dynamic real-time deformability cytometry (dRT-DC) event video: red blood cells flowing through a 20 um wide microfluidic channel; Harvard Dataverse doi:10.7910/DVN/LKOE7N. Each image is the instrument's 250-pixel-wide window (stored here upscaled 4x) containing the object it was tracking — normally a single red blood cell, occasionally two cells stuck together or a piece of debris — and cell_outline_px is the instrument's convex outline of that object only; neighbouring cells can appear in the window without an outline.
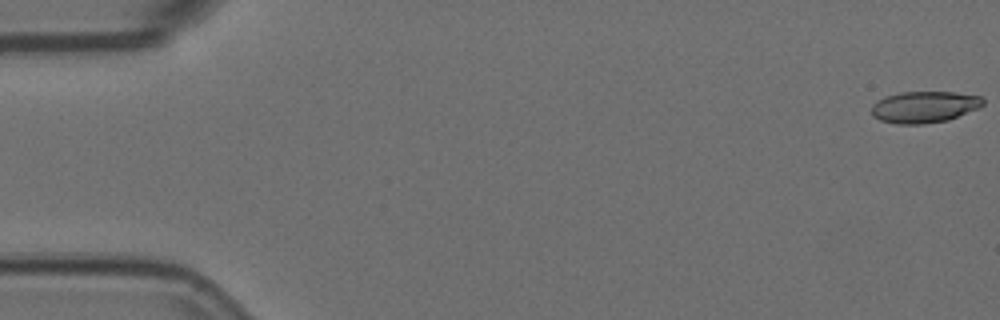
{"species": "Egyptian fruit bat (a non-hibernating species)", "species_latin": "Rousettus aegyptiacus", "temperature_condition": "room temperature", "stored_images_in_passage": 43, "camera_frame_rate_fps": 3000, "um_per_image_px": 0.085, "animal": {"sex": "female"}, "frame": {"image": 1, "passage_image": 1, "time_ms": 0.0, "image_size_px": [1000, 320], "cell_outline_px": [[984, 104], [980, 108], [948, 120], [924, 124], [896, 124], [880, 120], [872, 116], [872, 104], [876, 100], [884, 96], [900, 92], [956, 92], [980, 96], [984, 100]], "centroid_in_image_um": [78.56, 9.09], "position_along_channel_um": 6.4, "area_um2": 20.75}}
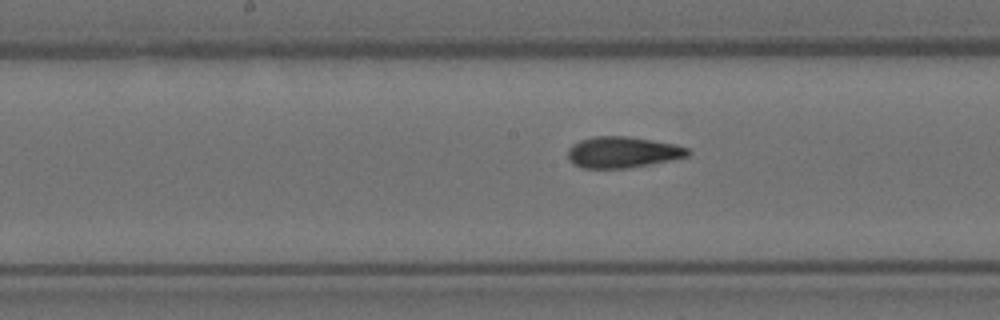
{"frame": {"image": 2, "passage_image": 29, "time_ms": 9.333, "image_size_px": [1000, 320], "cell_outline_px": [[692, 152], [688, 156], [672, 160], [628, 168], [584, 168], [576, 164], [568, 156], [568, 148], [572, 144], [580, 140], [592, 136], [628, 136], [676, 144], [688, 148]], "centroid_in_image_um": [52.96, 12.93], "position_along_channel_um": 195.2, "area_um2": 21.79}}
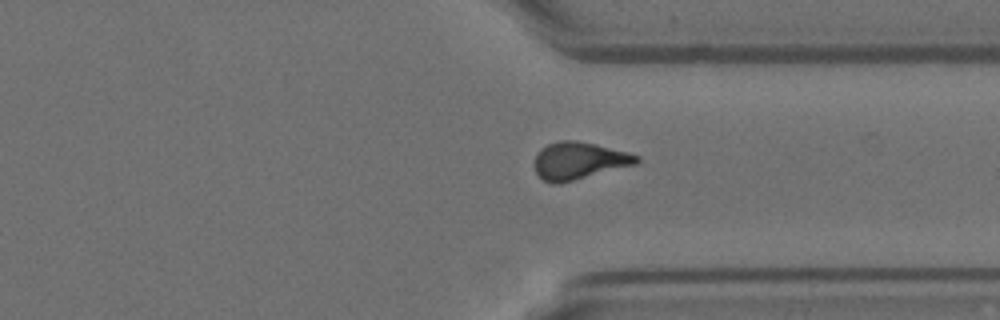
{"frame": {"image": 3, "passage_image": 43, "time_ms": 14.0, "image_size_px": [1000, 320], "cell_outline_px": [[640, 160], [636, 164], [556, 184], [544, 180], [536, 172], [536, 152], [540, 148], [548, 144], [560, 140], [576, 140], [596, 144], [628, 152], [640, 156]], "centroid_in_image_um": [49.22, 13.63], "position_along_channel_um": 362.2, "area_um2": 21.85}, "authors_computed_cell_mechanics": {"area_um2": 21.675, "velocity_mm_per_s": 3.5924, "shape_relaxation_time_tau1_ms": 10.8677, "shape_relaxation_time_tau2_ms": 2.0302, "deformation_change_tau1": 0.2611, "deformation_change_tau2": 0.1015}}